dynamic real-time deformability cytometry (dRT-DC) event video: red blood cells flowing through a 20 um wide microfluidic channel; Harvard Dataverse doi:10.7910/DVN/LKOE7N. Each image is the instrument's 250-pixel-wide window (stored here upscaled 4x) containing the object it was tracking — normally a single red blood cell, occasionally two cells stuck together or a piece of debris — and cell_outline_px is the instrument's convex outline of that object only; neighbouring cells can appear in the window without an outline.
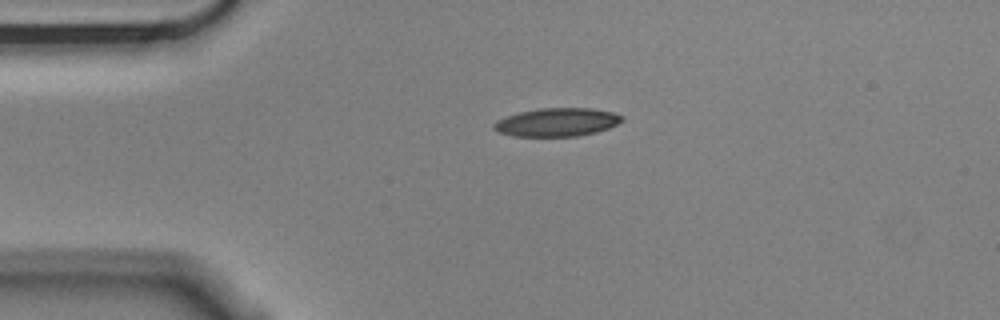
{"species": "Egyptian fruit bat (a non-hibernating species)", "species_latin": "Rousettus aegyptiacus", "temperature_condition": "cold", "stored_images_in_passage": 5, "camera_frame_rate_fps": 3000, "um_per_image_px": 0.085, "animal": {"sex": "male"}, "frame": {"image": 1, "passage_image": 5, "time_ms": 1.333, "image_size_px": [1000, 320], "cell_outline_px": [[624, 120], [608, 128], [596, 132], [576, 136], [512, 136], [496, 132], [492, 128], [492, 124], [496, 120], [520, 112], [540, 108], [592, 108], [612, 112], [624, 116]], "centroid_in_image_um": [47.32, 10.39], "position_along_channel_um": 37.7, "area_um2": 21.21}}